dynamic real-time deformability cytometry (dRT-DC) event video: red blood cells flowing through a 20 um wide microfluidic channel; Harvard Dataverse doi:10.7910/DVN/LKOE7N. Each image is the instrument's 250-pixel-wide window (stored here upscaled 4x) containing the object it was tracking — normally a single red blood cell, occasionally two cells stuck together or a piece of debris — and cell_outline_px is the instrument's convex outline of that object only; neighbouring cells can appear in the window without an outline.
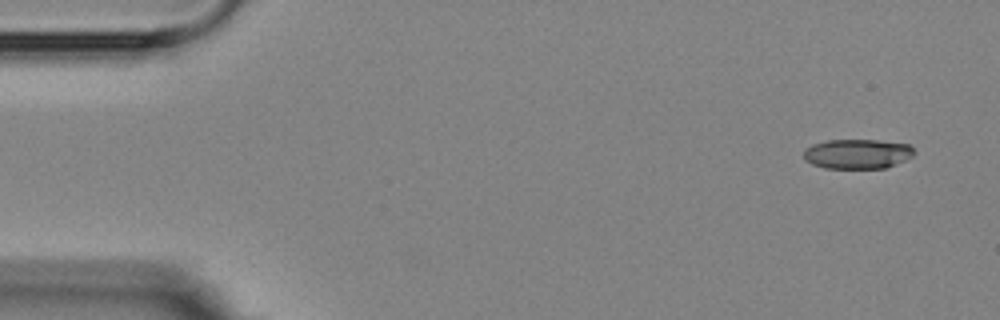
{"species": "Egyptian fruit bat (a non-hibernating species)", "species_latin": "Rousettus aegyptiacus", "temperature_condition": "room temperature", "stored_images_in_passage": 5, "camera_frame_rate_fps": 3000, "um_per_image_px": 0.085, "animal": {"sex": "female"}, "frame": {"image": 1, "passage_image": 1, "time_ms": 0.0, "image_size_px": [1000, 320], "cell_outline_px": [[916, 152], [912, 156], [896, 164], [884, 168], [824, 168], [812, 164], [804, 160], [804, 152], [812, 144], [828, 140], [880, 140], [908, 144]], "centroid_in_image_um": [72.88, 13.08], "position_along_channel_um": 12.1, "area_um2": 19.07}}
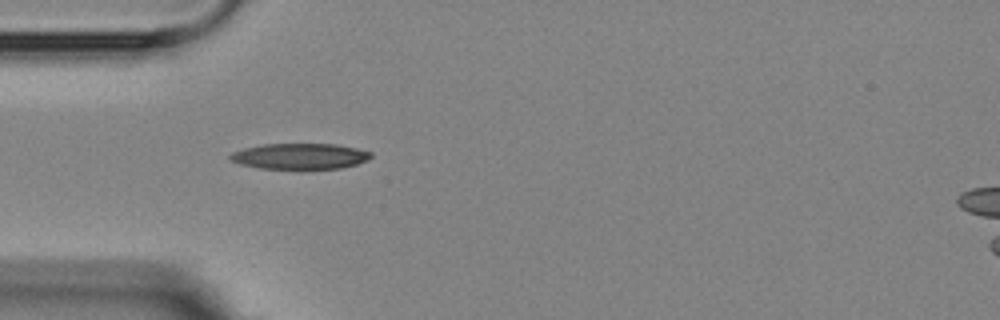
{"frame": {"image": 2, "passage_image": 5, "time_ms": 4.333, "image_size_px": [1000, 320], "cell_outline_px": [[372, 156], [368, 160], [356, 164], [340, 168], [260, 168], [240, 164], [232, 160], [228, 156], [232, 152], [244, 148], [264, 144], [336, 144], [356, 148], [372, 152]], "centroid_in_image_um": [25.51, 13.27], "position_along_channel_um": 59.5, "area_um2": 20.92}}